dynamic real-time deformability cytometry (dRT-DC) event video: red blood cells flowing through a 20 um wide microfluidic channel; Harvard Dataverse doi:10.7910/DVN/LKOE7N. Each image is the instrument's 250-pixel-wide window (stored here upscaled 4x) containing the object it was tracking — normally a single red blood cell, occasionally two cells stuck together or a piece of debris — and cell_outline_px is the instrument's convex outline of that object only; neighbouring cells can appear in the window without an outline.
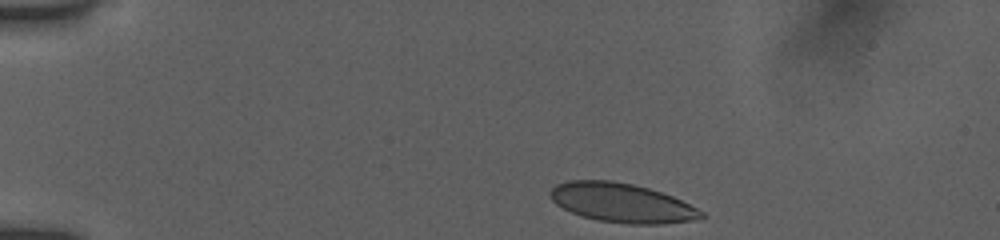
{"species": "human", "species_latin": "Homo sapiens", "temperature_condition": "room temperature", "stored_images_in_passage": 44, "camera_frame_rate_fps": 3000, "um_per_image_px": 0.085, "donor": {"sex": "female"}, "frame": {"image": 1, "passage_image": 1, "time_ms": 0.0, "image_size_px": [1000, 240], "cell_outline_px": [[708, 216], [692, 220], [664, 224], [628, 224], [596, 220], [580, 216], [556, 204], [552, 200], [548, 192], [556, 184], [568, 180], [612, 180], [632, 184], [648, 188], [672, 196], [704, 212]], "centroid_in_image_um": [52.83, 17.24], "position_along_channel_um": 32.2, "area_um2": 34.51}}
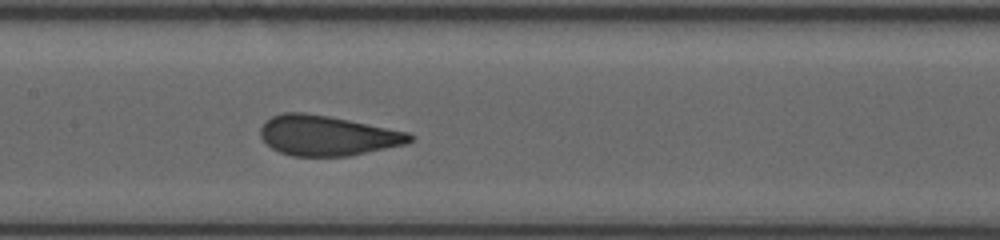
{"frame": {"image": 2, "passage_image": 18, "time_ms": 5.667, "image_size_px": [1000, 240], "cell_outline_px": [[416, 136], [408, 144], [348, 156], [292, 156], [280, 152], [272, 148], [260, 136], [260, 128], [264, 120], [272, 116], [284, 112], [304, 112], [328, 116], [408, 132]], "centroid_in_image_um": [27.82, 11.52], "position_along_channel_um": 179.6, "area_um2": 34.91}}
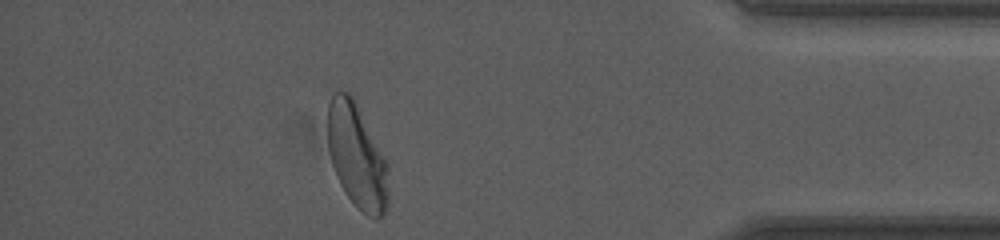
{"frame": {"image": 3, "passage_image": 38, "time_ms": 12.333, "image_size_px": [1000, 240], "cell_outline_px": [[388, 200], [384, 216], [376, 220], [368, 216], [356, 208], [344, 192], [340, 184], [332, 164], [328, 148], [328, 104], [332, 96], [336, 92], [348, 92], [352, 96], [388, 164]], "centroid_in_image_um": [30.34, 13.34], "position_along_channel_um": 404.9, "area_um2": 36.82}, "authors_computed_cell_mechanics": {"area_um2": 35.2002, "velocity_mm_per_s": 3.8978, "shape_relaxation_time_tau1_ms": 5.3409, "shape_relaxation_time_tau2_ms": null, "deformation_change_tau1": 0.1607, "deformation_change_tau2": null}}